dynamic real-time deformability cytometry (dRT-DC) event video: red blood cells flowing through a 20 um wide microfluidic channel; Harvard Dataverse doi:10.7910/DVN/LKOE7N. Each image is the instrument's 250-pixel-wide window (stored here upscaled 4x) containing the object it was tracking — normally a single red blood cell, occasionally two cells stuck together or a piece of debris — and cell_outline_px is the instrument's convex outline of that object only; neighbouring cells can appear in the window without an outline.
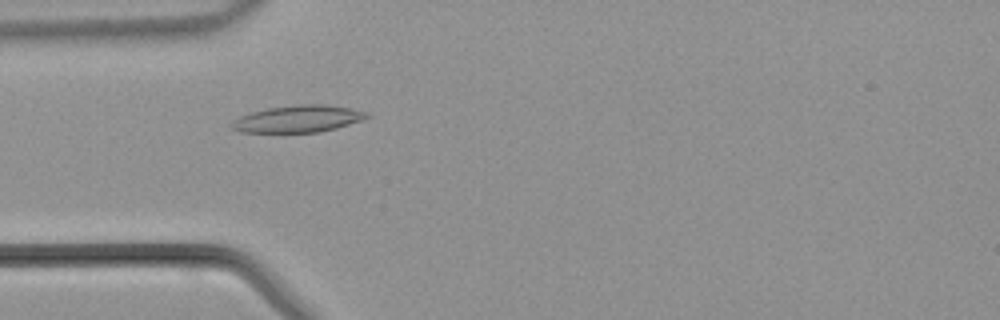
{"species": "common noctule bat (a hibernating species)", "species_latin": "Nyctalus noctula", "temperature_condition": "warm", "stored_images_in_passage": 43, "camera_frame_rate_fps": 3000, "um_per_image_px": 0.085, "animal": {"sex": "male", "body_mass_g": 21.5, "forearm_length_mm": 52.0}, "frame": {"image": 1, "passage_image": 12, "time_ms": 3.667, "image_size_px": [1000, 320], "cell_outline_px": [[372, 116], [336, 128], [320, 132], [240, 132], [232, 128], [228, 124], [232, 120], [240, 116], [252, 112], [268, 108], [300, 104], [324, 104], [352, 108], [368, 112]], "centroid_in_image_um": [25.33, 10.1], "position_along_channel_um": 59.7, "area_um2": 21.27}}
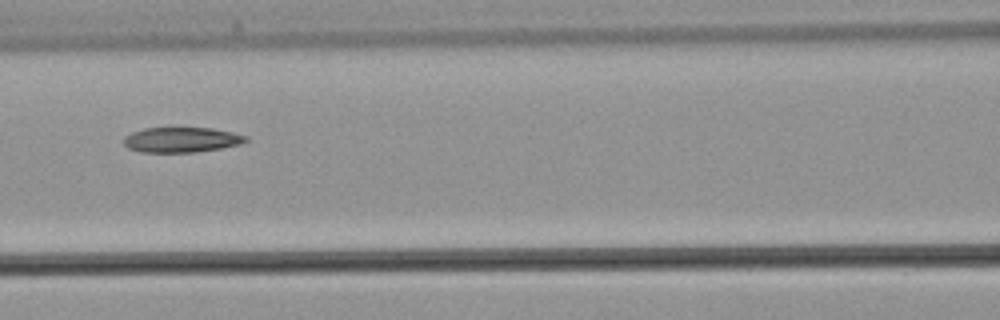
{"frame": {"image": 2, "passage_image": 18, "time_ms": 5.667, "image_size_px": [1000, 320], "cell_outline_px": [[248, 140], [240, 144], [220, 148], [196, 152], [140, 152], [128, 148], [124, 144], [124, 136], [132, 132], [144, 128], [212, 128], [232, 132], [248, 136]], "centroid_in_image_um": [15.42, 11.88], "position_along_channel_um": 151.2, "area_um2": 17.86}}
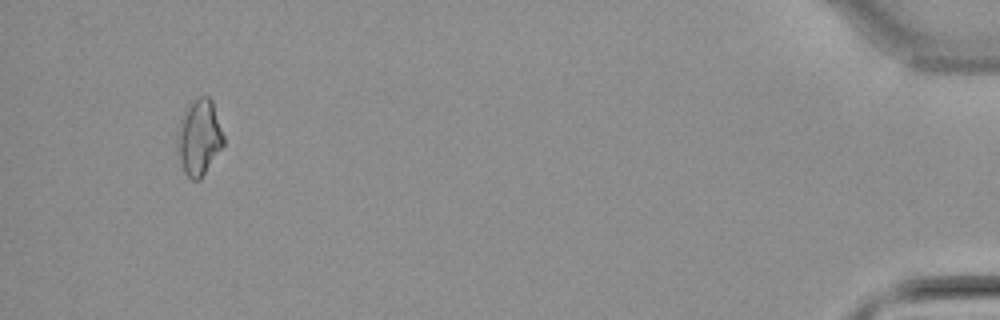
{"frame": {"image": 3, "passage_image": 41, "time_ms": 13.333, "image_size_px": [1000, 320], "cell_outline_px": [[224, 144], [200, 180], [192, 180], [184, 172], [180, 160], [180, 128], [184, 112], [200, 96], [208, 96], [212, 100], [224, 136]], "centroid_in_image_um": [16.99, 11.71], "position_along_channel_um": 418.2, "area_um2": 19.36}}